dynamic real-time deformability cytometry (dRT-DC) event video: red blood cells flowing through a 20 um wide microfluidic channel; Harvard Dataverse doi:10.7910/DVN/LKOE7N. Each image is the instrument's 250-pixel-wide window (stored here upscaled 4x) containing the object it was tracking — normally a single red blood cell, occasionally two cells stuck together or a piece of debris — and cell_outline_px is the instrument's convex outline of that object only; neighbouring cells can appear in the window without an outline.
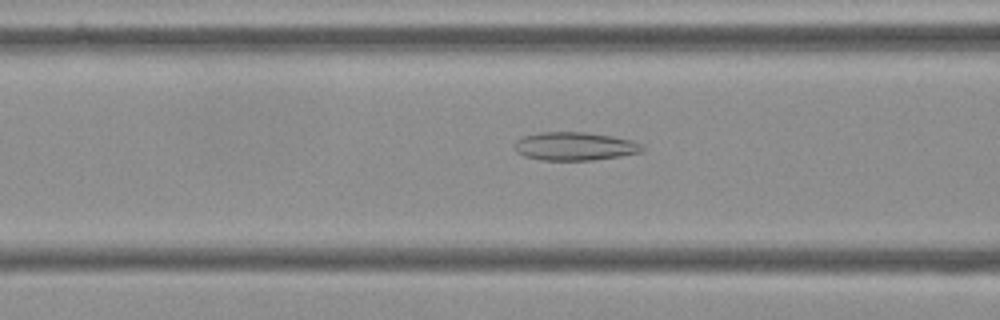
{"species": "Egyptian fruit bat (a non-hibernating species)", "species_latin": "Rousettus aegyptiacus", "temperature_condition": "cold", "stored_images_in_passage": 55, "camera_frame_rate_fps": 3000, "um_per_image_px": 0.085, "frame": {"image": 1, "passage_image": 21, "time_ms": 6.667, "image_size_px": [1000, 320], "cell_outline_px": [[644, 148], [640, 152], [620, 156], [592, 160], [540, 160], [524, 156], [516, 152], [512, 144], [516, 140], [524, 136], [540, 132], [584, 132], [612, 136], [632, 140], [644, 144]], "centroid_in_image_um": [48.83, 12.43], "position_along_channel_um": 117.8, "area_um2": 21.21}}
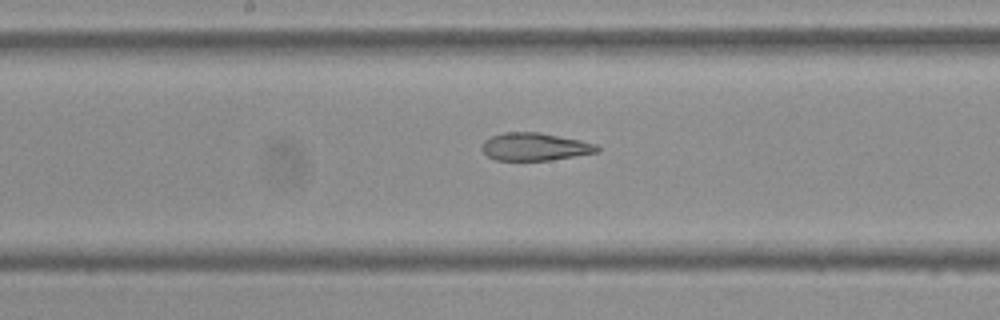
{"frame": {"image": 2, "passage_image": 28, "time_ms": 9.0, "image_size_px": [1000, 320], "cell_outline_px": [[600, 152], [552, 160], [496, 160], [488, 156], [480, 148], [480, 144], [484, 140], [492, 136], [504, 132], [540, 132], [580, 140], [596, 144], [600, 148]], "centroid_in_image_um": [45.46, 12.47], "position_along_channel_um": 202.7, "area_um2": 18.79}}
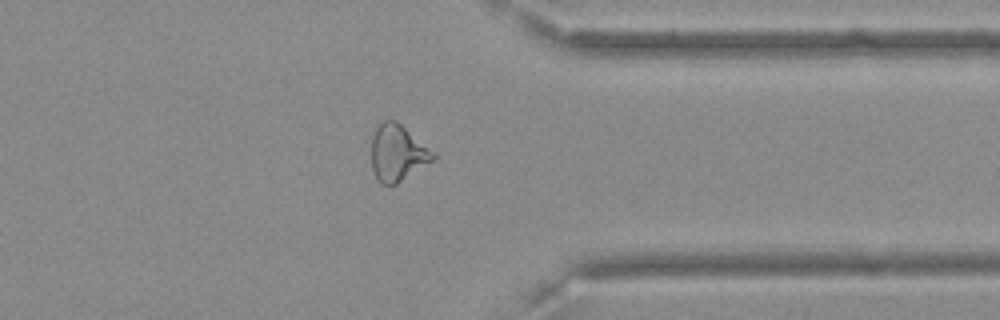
{"frame": {"image": 3, "passage_image": 43, "time_ms": 14.0, "image_size_px": [1000, 320], "cell_outline_px": [[436, 160], [396, 184], [380, 184], [376, 180], [372, 168], [372, 136], [376, 128], [384, 120], [396, 120], [436, 152]], "centroid_in_image_um": [33.83, 13.01], "position_along_channel_um": 377.6, "area_um2": 20.58}, "authors_computed_cell_mechanics": {"area_um2": 21.7906, "velocity_mm_per_s": 3.6279, "shape_relaxation_time_tau1_ms": null, "shape_relaxation_time_tau2_ms": 2.6836, "deformation_change_tau1": null, "deformation_change_tau2": 0.1105}}